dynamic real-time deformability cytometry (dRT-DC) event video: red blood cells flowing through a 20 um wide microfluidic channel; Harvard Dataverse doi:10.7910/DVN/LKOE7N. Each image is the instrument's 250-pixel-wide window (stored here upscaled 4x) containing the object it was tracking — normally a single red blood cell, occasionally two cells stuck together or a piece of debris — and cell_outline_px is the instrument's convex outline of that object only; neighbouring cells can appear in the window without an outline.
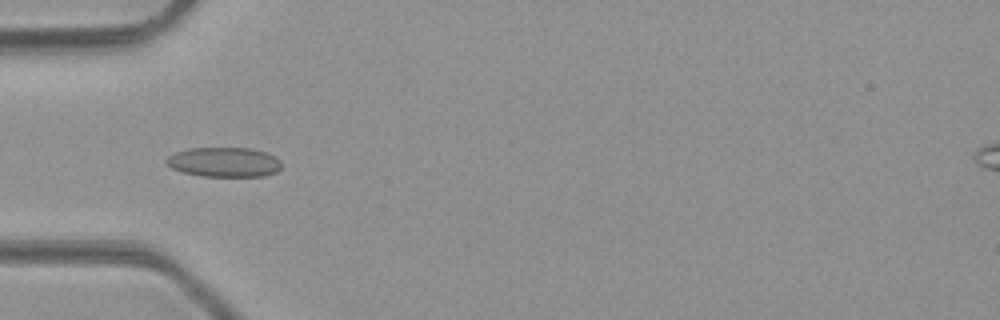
{"species": "common noctule bat (a hibernating species)", "species_latin": "Nyctalus noctula", "temperature_condition": "room temperature", "stored_images_in_passage": 5, "camera_frame_rate_fps": 3000, "um_per_image_px": 0.085, "animal": {"sex": "male", "body_mass_g": 23.1, "forearm_length_mm": 52.7}, "frame": {"image": 1, "passage_image": 3, "time_ms": 0.667, "image_size_px": [1000, 320], "cell_outline_px": [[280, 168], [276, 172], [264, 176], [200, 176], [184, 172], [172, 168], [164, 160], [168, 156], [176, 152], [188, 148], [248, 148], [264, 152], [280, 160]], "centroid_in_image_um": [19.02, 13.78], "position_along_channel_um": 66.0, "area_um2": 19.71}}